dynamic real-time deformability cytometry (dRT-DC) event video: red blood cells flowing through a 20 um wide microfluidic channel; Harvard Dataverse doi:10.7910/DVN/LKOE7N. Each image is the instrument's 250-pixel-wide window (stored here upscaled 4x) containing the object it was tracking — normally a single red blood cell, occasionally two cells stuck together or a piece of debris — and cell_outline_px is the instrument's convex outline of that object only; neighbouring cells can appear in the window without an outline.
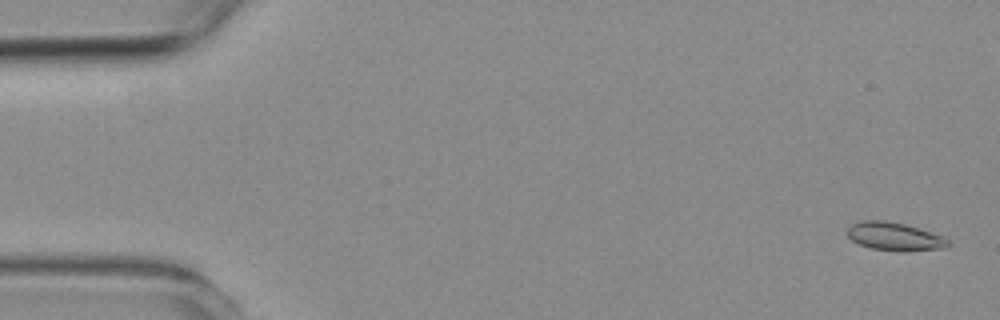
{"species": "common noctule bat (a hibernating species)", "species_latin": "Nyctalus noctula", "temperature_condition": "room temperature", "stored_images_in_passage": 55, "camera_frame_rate_fps": 3000, "um_per_image_px": 0.085, "animal": {"sex": "female", "body_mass_g": 19.3, "forearm_length_mm": 54.1}, "frame": {"image": 1, "passage_image": 2, "time_ms": 0.333, "image_size_px": [1000, 320], "cell_outline_px": [[952, 244], [944, 248], [904, 252], [900, 252], [872, 248], [860, 244], [852, 240], [848, 236], [848, 228], [852, 224], [860, 220], [884, 220], [904, 224], [940, 236], [948, 240]], "centroid_in_image_um": [76.02, 20.11], "position_along_channel_um": 9.0, "area_um2": 16.36}}
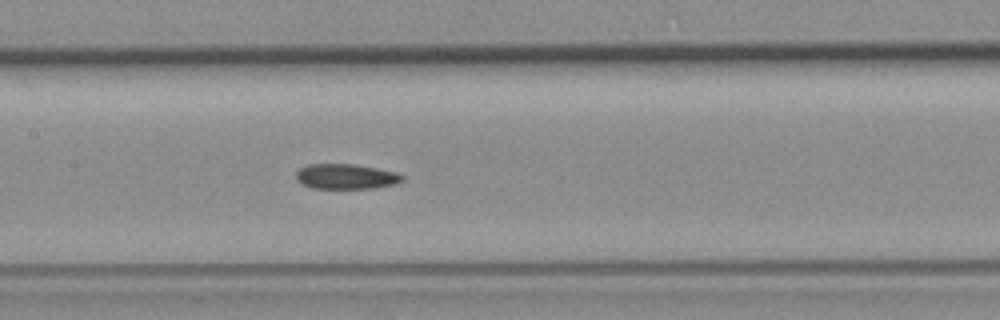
{"frame": {"image": 2, "passage_image": 26, "time_ms": 8.333, "image_size_px": [1000, 320], "cell_outline_px": [[404, 180], [396, 184], [376, 188], [312, 188], [296, 180], [296, 172], [300, 168], [308, 164], [352, 164], [400, 172], [404, 176]], "centroid_in_image_um": [29.46, 15.0], "position_along_channel_um": 177.9, "area_um2": 15.66}}
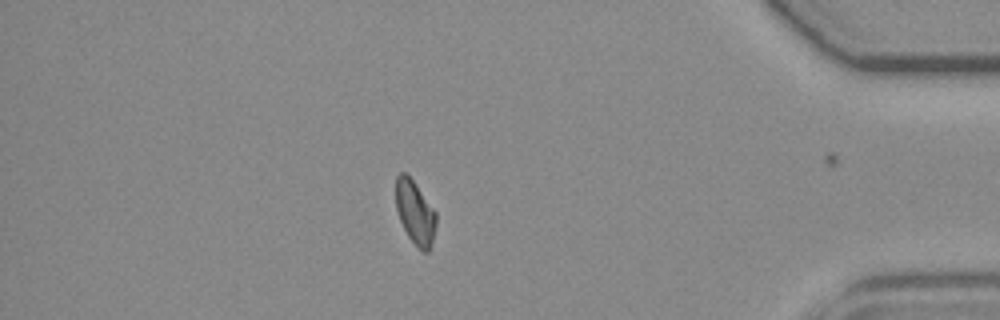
{"frame": {"image": 3, "passage_image": 47, "time_ms": 15.333, "image_size_px": [1000, 320], "cell_outline_px": [[436, 224], [432, 244], [428, 252], [424, 252], [408, 236], [400, 220], [396, 208], [396, 176], [400, 172], [404, 172], [412, 180], [436, 212]], "centroid_in_image_um": [35.28, 18.06], "position_along_channel_um": 399.9, "area_um2": 14.62}, "authors_computed_cell_mechanics": {"area_um2": 15.9528, "velocity_mm_per_s": 3.7833, "shape_relaxation_time_tau1_ms": null, "shape_relaxation_time_tau2_ms": 6.6785, "deformation_change_tau1": null, "deformation_change_tau2": 0.1041}}